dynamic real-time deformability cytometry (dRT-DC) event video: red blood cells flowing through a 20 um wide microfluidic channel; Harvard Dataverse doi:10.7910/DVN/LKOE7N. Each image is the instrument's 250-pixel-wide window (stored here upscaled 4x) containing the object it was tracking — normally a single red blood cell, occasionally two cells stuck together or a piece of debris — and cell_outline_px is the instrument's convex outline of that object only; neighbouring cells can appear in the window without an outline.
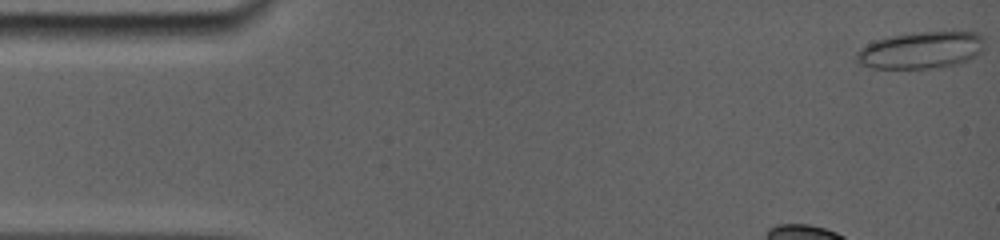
{"species": "common noctule bat (a hibernating species)", "species_latin": "Nyctalus noctula", "temperature_condition": "room temperature", "stored_images_in_passage": 18, "camera_frame_rate_fps": 5000, "um_per_image_px": 0.085, "animal": {"sex": "female", "body_mass_g": 19.0, "forearm_length_mm": 56.7}, "frame": {"image": 1, "passage_image": 1, "time_ms": 0.0, "image_size_px": [1000, 240], "cell_outline_px": [[984, 48], [976, 56], [960, 64], [940, 68], [872, 68], [860, 64], [856, 60], [856, 52], [860, 48], [876, 40], [892, 36], [916, 32], [980, 32], [984, 36]], "centroid_in_image_um": [78.33, 4.27], "position_along_channel_um": 6.7, "area_um2": 27.8}}
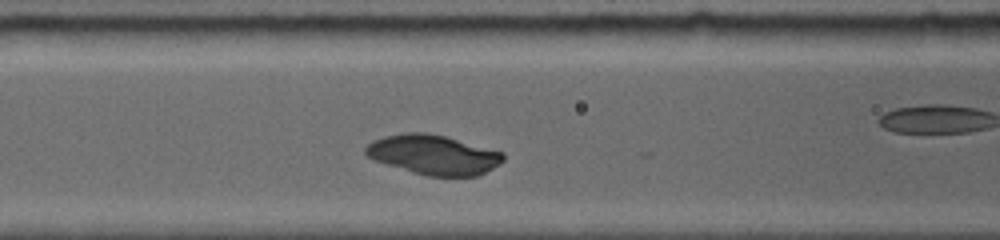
{"frame": {"image": 2, "passage_image": 15, "time_ms": 5.4, "image_size_px": [1000, 240], "cell_outline_px": [[504, 160], [500, 164], [480, 176], [424, 176], [376, 160], [368, 156], [364, 152], [364, 148], [368, 144], [376, 140], [388, 136], [412, 132], [420, 132], [444, 136], [504, 152]], "centroid_in_image_um": [36.91, 13.17], "position_along_channel_um": 129.7, "area_um2": 31.39}}
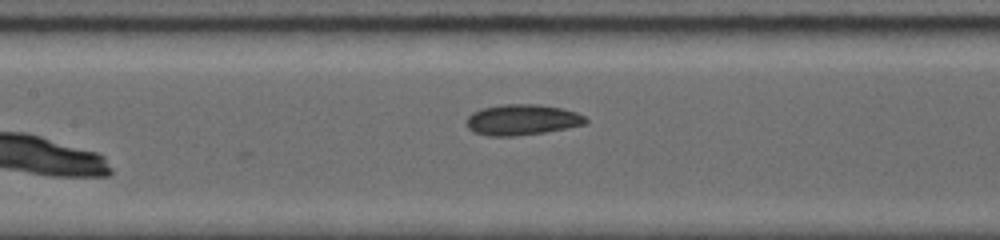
{"frame": {"image": 3, "passage_image": 18, "time_ms": 7.4, "image_size_px": [1000, 240], "cell_outline_px": [[588, 120], [584, 124], [564, 128], [540, 132], [508, 136], [492, 136], [476, 132], [468, 128], [468, 116], [472, 112], [484, 108], [504, 104], [540, 104], [560, 108], [576, 112], [584, 116]], "centroid_in_image_um": [44.38, 10.16], "position_along_channel_um": 163.0, "area_um2": 20.75}}